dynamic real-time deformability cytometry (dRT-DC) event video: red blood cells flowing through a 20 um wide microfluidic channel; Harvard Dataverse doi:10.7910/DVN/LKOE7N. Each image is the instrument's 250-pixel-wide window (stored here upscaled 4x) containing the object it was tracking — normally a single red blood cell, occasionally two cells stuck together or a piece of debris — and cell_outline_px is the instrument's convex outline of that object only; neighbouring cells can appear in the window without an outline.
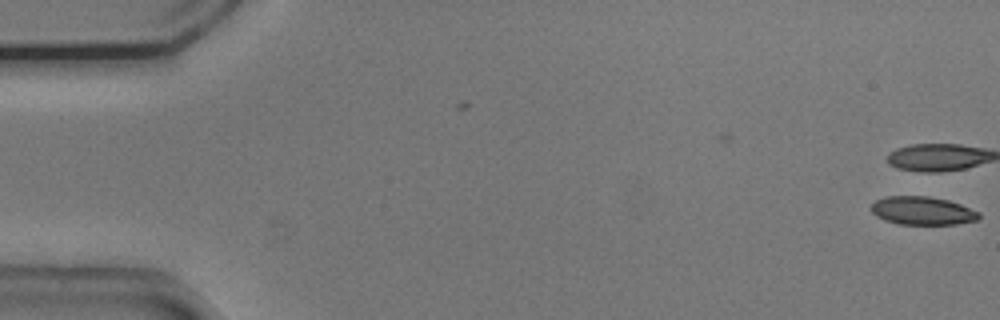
{"species": "common noctule bat (a hibernating species)", "species_latin": "Nyctalus noctula", "temperature_condition": "cold", "stored_images_in_passage": 5, "camera_frame_rate_fps": 3000, "um_per_image_px": 0.085, "animal": {"sex": "male", "body_mass_g": 20.5, "forearm_length_mm": 52.5}, "frame": {"image": 1, "passage_image": 5, "time_ms": 1.333, "image_size_px": [1000, 320], "cell_outline_px": [[980, 220], [956, 224], [900, 224], [884, 220], [876, 216], [868, 208], [876, 200], [884, 196], [928, 196], [948, 200], [960, 204], [980, 212]], "centroid_in_image_um": [78.4, 17.91], "position_along_channel_um": 6.6, "area_um2": 17.92}}